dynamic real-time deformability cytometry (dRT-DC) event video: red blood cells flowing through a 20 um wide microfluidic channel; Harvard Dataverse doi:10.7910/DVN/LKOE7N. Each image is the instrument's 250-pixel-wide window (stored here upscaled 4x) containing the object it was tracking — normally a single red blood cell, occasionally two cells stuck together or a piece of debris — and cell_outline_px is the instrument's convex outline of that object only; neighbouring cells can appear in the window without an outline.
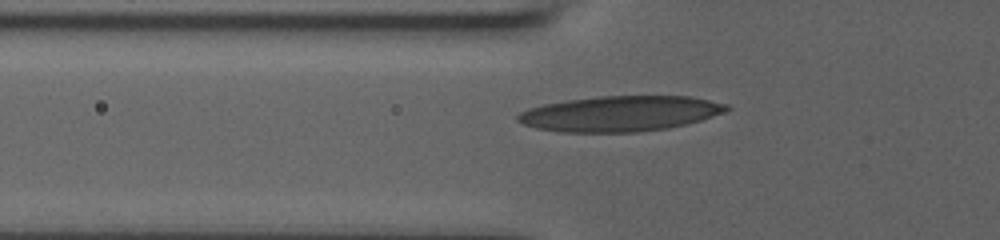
{"species": "human", "species_latin": "Homo sapiens", "temperature_condition": "room temperature", "stored_images_in_passage": 14, "camera_frame_rate_fps": 3000, "um_per_image_px": 0.085, "donor": {"sex": "male"}, "frame": {"image": 1, "passage_image": 3, "time_ms": 1.333, "image_size_px": [1000, 240], "cell_outline_px": [[732, 108], [724, 112], [700, 120], [668, 128], [636, 132], [560, 132], [536, 128], [524, 124], [516, 120], [516, 116], [520, 112], [528, 108], [544, 104], [568, 100], [600, 96], [692, 96], [728, 104]], "centroid_in_image_um": [52.71, 9.65], "position_along_channel_um": 73.1, "area_um2": 43.06}}
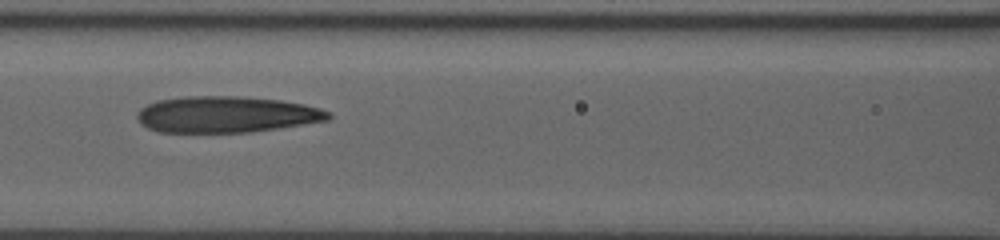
{"frame": {"image": 2, "passage_image": 9, "time_ms": 3.333, "image_size_px": [1000, 240], "cell_outline_px": [[332, 116], [328, 120], [280, 128], [252, 132], [156, 132], [140, 124], [136, 116], [136, 112], [140, 108], [156, 100], [184, 96], [240, 96], [280, 100], [304, 104], [320, 108], [332, 112]], "centroid_in_image_um": [19.22, 9.73], "position_along_channel_um": 147.4, "area_um2": 40.86}}
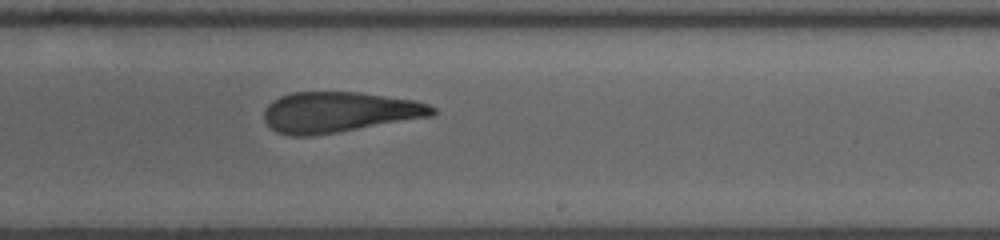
{"frame": {"image": 3, "passage_image": 14, "time_ms": 6.333, "image_size_px": [1000, 240], "cell_outline_px": [[436, 112], [432, 116], [312, 136], [288, 136], [276, 132], [264, 120], [264, 108], [272, 100], [280, 96], [292, 92], [360, 92], [416, 100], [428, 104], [436, 108]], "centroid_in_image_um": [28.8, 9.52], "position_along_channel_um": 260.2, "area_um2": 39.82}}